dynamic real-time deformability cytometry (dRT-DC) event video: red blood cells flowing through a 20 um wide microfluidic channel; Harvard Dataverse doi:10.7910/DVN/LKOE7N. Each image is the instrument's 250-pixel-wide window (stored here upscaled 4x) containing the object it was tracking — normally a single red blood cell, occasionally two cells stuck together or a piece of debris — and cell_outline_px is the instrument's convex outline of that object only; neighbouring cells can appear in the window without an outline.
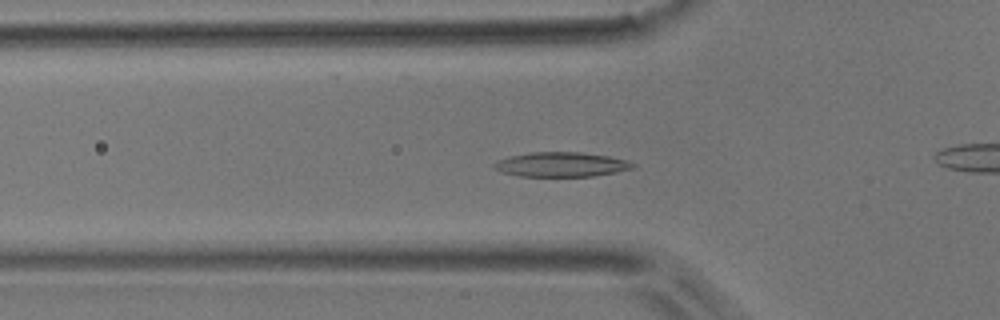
{"species": "common noctule bat (a hibernating species)", "species_latin": "Nyctalus noctula", "temperature_condition": "room temperature", "stored_images_in_passage": 52, "camera_frame_rate_fps": 3000, "um_per_image_px": 0.085, "animal": {"sex": "male", "body_mass_g": 17.9}, "frame": {"image": 1, "passage_image": 17, "time_ms": 5.333, "image_size_px": [1000, 320], "cell_outline_px": [[636, 168], [616, 172], [592, 176], [520, 176], [500, 172], [492, 168], [492, 164], [496, 160], [512, 156], [532, 152], [580, 152], [608, 156], [624, 160], [636, 164]], "centroid_in_image_um": [47.67, 13.98], "position_along_channel_um": 78.1, "area_um2": 19.88}}
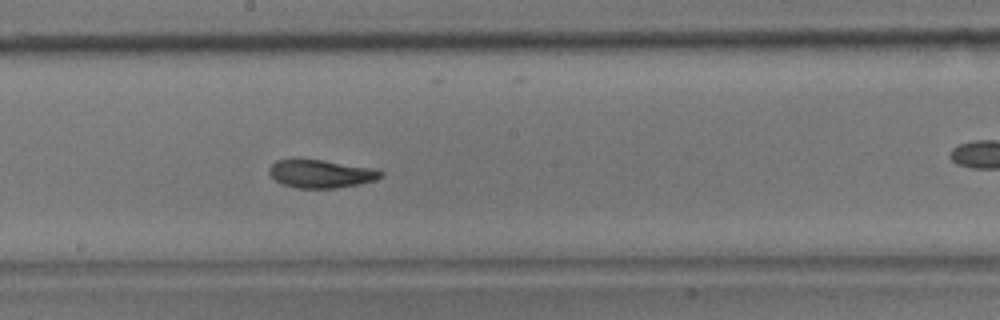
{"frame": {"image": 2, "passage_image": 28, "time_ms": 9.0, "image_size_px": [1000, 320], "cell_outline_px": [[384, 176], [376, 180], [336, 188], [296, 188], [284, 184], [276, 180], [268, 172], [268, 168], [276, 160], [292, 156], [324, 160], [368, 168], [384, 172]], "centroid_in_image_um": [27.19, 14.73], "position_along_channel_um": 221.0, "area_um2": 18.55}}
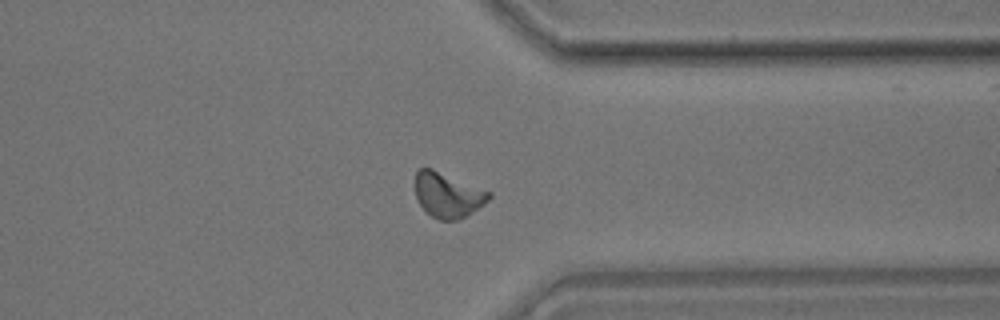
{"frame": {"image": 3, "passage_image": 40, "time_ms": 13.0, "image_size_px": [1000, 320], "cell_outline_px": [[492, 196], [488, 200], [472, 212], [460, 220], [440, 220], [432, 216], [420, 204], [416, 196], [416, 172], [420, 168], [432, 168], [492, 192]], "centroid_in_image_um": [38.08, 16.57], "position_along_channel_um": 373.3, "area_um2": 19.13}, "authors_computed_cell_mechanics": {"area_um2": 18.9873, "velocity_mm_per_s": 3.8861, "shape_relaxation_time_tau1_ms": 4.6565, "shape_relaxation_time_tau2_ms": 2.7332, "deformation_change_tau1": 0.1636, "deformation_change_tau2": 0.0797}}